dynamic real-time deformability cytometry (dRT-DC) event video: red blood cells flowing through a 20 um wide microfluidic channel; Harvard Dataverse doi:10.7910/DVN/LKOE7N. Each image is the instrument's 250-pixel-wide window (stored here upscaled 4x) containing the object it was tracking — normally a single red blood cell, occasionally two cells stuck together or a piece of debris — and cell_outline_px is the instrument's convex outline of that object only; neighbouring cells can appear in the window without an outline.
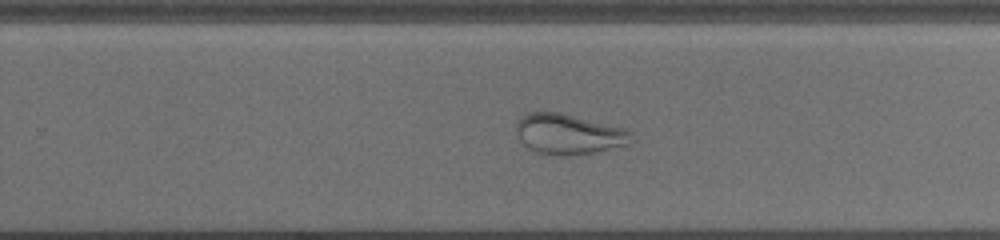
{"species": "common noctule bat (a hibernating species)", "species_latin": "Nyctalus noctula", "temperature_condition": "cold", "stored_images_in_passage": 46, "camera_frame_rate_fps": 3000, "um_per_image_px": 0.085, "animal": {"sex": "female", "body_mass_g": 19.5, "forearm_length_mm": 54.1}, "frame": {"image": 1, "passage_image": 29, "time_ms": 9.333, "image_size_px": [1000, 240], "cell_outline_px": [[632, 144], [596, 152], [568, 156], [560, 156], [536, 152], [528, 148], [520, 140], [516, 132], [516, 124], [528, 112], [560, 112], [620, 128], [632, 132]], "centroid_in_image_um": [48.33, 11.42], "position_along_channel_um": 281.5, "area_um2": 26.88}}
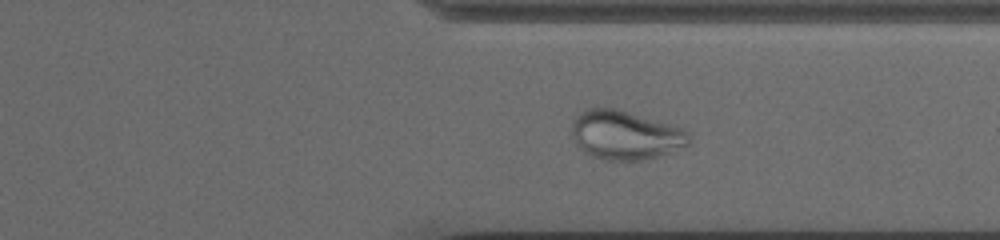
{"frame": {"image": 2, "passage_image": 35, "time_ms": 11.333, "image_size_px": [1000, 240], "cell_outline_px": [[692, 140], [688, 144], [668, 152], [644, 160], [608, 160], [592, 156], [584, 152], [580, 148], [572, 132], [572, 124], [576, 116], [580, 112], [588, 108], [616, 108], [680, 128], [688, 132], [692, 136]], "centroid_in_image_um": [53.13, 11.48], "position_along_channel_um": 358.3, "area_um2": 32.83}}
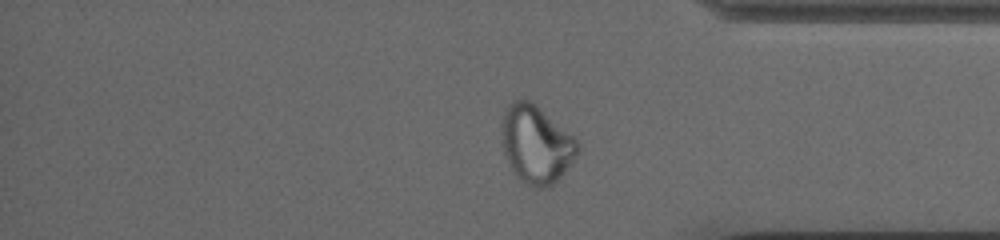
{"frame": {"image": 3, "passage_image": 38, "time_ms": 12.333, "image_size_px": [1000, 240], "cell_outline_px": [[580, 152], [564, 172], [548, 188], [536, 188], [520, 180], [512, 168], [504, 152], [504, 108], [512, 100], [532, 100], [572, 136], [580, 144]], "centroid_in_image_um": [45.61, 12.26], "position_along_channel_um": 389.6, "area_um2": 33.76}}